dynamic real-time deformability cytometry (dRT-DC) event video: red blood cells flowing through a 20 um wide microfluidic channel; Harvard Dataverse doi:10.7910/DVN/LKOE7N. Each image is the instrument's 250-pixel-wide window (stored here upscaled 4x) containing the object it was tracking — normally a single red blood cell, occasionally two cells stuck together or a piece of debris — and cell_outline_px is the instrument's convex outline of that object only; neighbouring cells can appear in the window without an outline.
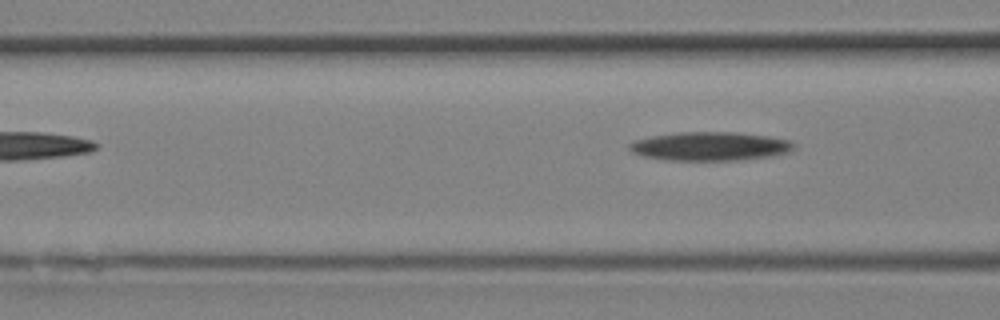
{"species": "Egyptian fruit bat (a non-hibernating species)", "species_latin": "Rousettus aegyptiacus", "temperature_condition": "room temperature", "stored_images_in_passage": 11, "camera_frame_rate_fps": 3000, "um_per_image_px": 0.085, "animal": {"sex": "female"}, "frame": {"image": 1, "passage_image": 11, "time_ms": 3.333, "image_size_px": [1000, 320], "cell_outline_px": [[796, 148], [788, 152], [768, 156], [736, 160], [668, 160], [644, 156], [632, 152], [628, 148], [628, 144], [636, 140], [652, 136], [676, 132], [736, 132], [768, 136], [792, 140], [796, 144]], "centroid_in_image_um": [60.38, 12.42], "position_along_channel_um": 106.2, "area_um2": 27.51}}